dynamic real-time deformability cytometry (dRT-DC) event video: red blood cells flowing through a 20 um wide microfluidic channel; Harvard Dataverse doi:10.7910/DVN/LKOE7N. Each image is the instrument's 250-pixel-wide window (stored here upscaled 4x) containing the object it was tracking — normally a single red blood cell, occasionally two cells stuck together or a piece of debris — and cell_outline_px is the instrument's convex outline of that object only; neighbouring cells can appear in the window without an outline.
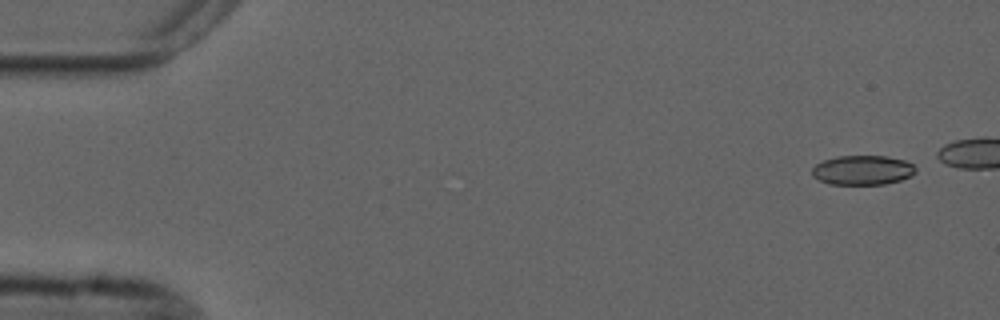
{"species": "common noctule bat (a hibernating species)", "species_latin": "Nyctalus noctula", "temperature_condition": "cold", "stored_images_in_passage": 7, "camera_frame_rate_fps": 3000, "um_per_image_px": 0.085, "animal": {"sex": "male", "forearm_length_mm": 52.5}, "frame": {"image": 1, "passage_image": 1, "time_ms": 0.0, "image_size_px": [1000, 320], "cell_outline_px": [[916, 172], [912, 176], [900, 180], [884, 184], [828, 184], [812, 176], [812, 168], [816, 164], [824, 160], [836, 156], [888, 156], [904, 160], [912, 164], [916, 168]], "centroid_in_image_um": [73.33, 14.46], "position_along_channel_um": 11.7, "area_um2": 17.86}}
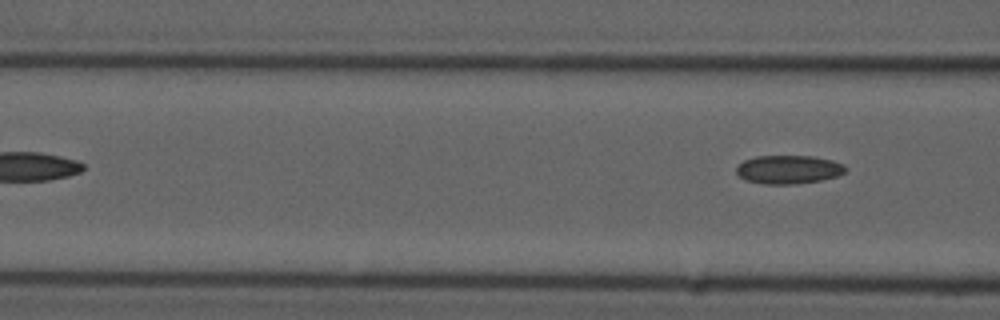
{"frame": {"image": 2, "passage_image": 7, "time_ms": 7.333, "image_size_px": [1000, 320], "cell_outline_px": [[848, 168], [844, 172], [836, 176], [820, 180], [792, 184], [764, 184], [744, 180], [736, 172], [736, 168], [744, 160], [756, 156], [812, 156], [832, 160], [844, 164]], "centroid_in_image_um": [67.02, 14.4], "position_along_channel_um": 99.6, "area_um2": 18.09}}